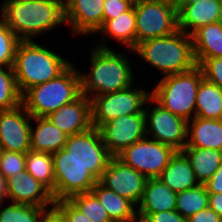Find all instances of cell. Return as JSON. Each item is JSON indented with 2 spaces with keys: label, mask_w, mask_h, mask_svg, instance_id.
<instances>
[{
  "label": "cell",
  "mask_w": 222,
  "mask_h": 222,
  "mask_svg": "<svg viewBox=\"0 0 222 222\" xmlns=\"http://www.w3.org/2000/svg\"><path fill=\"white\" fill-rule=\"evenodd\" d=\"M104 39H101L103 44L98 41L90 50V72H80L81 93L89 99L134 85L130 60L126 55L110 49Z\"/></svg>",
  "instance_id": "6da1fadb"
},
{
  "label": "cell",
  "mask_w": 222,
  "mask_h": 222,
  "mask_svg": "<svg viewBox=\"0 0 222 222\" xmlns=\"http://www.w3.org/2000/svg\"><path fill=\"white\" fill-rule=\"evenodd\" d=\"M1 20L21 41L51 31L65 22V7L60 0H10L0 8Z\"/></svg>",
  "instance_id": "7a4b0ae2"
},
{
  "label": "cell",
  "mask_w": 222,
  "mask_h": 222,
  "mask_svg": "<svg viewBox=\"0 0 222 222\" xmlns=\"http://www.w3.org/2000/svg\"><path fill=\"white\" fill-rule=\"evenodd\" d=\"M132 51L164 76L185 73L197 66L191 35L180 30L142 41Z\"/></svg>",
  "instance_id": "3957f363"
},
{
  "label": "cell",
  "mask_w": 222,
  "mask_h": 222,
  "mask_svg": "<svg viewBox=\"0 0 222 222\" xmlns=\"http://www.w3.org/2000/svg\"><path fill=\"white\" fill-rule=\"evenodd\" d=\"M71 63L34 40L20 41L12 66L20 94L35 85L56 78Z\"/></svg>",
  "instance_id": "277c9868"
},
{
  "label": "cell",
  "mask_w": 222,
  "mask_h": 222,
  "mask_svg": "<svg viewBox=\"0 0 222 222\" xmlns=\"http://www.w3.org/2000/svg\"><path fill=\"white\" fill-rule=\"evenodd\" d=\"M80 71L72 62L60 75L27 89L21 104L32 117H46L81 95Z\"/></svg>",
  "instance_id": "5b68a950"
},
{
  "label": "cell",
  "mask_w": 222,
  "mask_h": 222,
  "mask_svg": "<svg viewBox=\"0 0 222 222\" xmlns=\"http://www.w3.org/2000/svg\"><path fill=\"white\" fill-rule=\"evenodd\" d=\"M202 79L198 66L185 73L163 76L151 96L174 115L189 121L195 117L197 90Z\"/></svg>",
  "instance_id": "8992f818"
},
{
  "label": "cell",
  "mask_w": 222,
  "mask_h": 222,
  "mask_svg": "<svg viewBox=\"0 0 222 222\" xmlns=\"http://www.w3.org/2000/svg\"><path fill=\"white\" fill-rule=\"evenodd\" d=\"M150 97L151 91L147 92L133 85L118 92L92 97L91 126L99 129L118 116L144 113V105L149 103Z\"/></svg>",
  "instance_id": "52a82bcc"
},
{
  "label": "cell",
  "mask_w": 222,
  "mask_h": 222,
  "mask_svg": "<svg viewBox=\"0 0 222 222\" xmlns=\"http://www.w3.org/2000/svg\"><path fill=\"white\" fill-rule=\"evenodd\" d=\"M136 45L142 41L165 37L178 31V12L167 0H142L134 5Z\"/></svg>",
  "instance_id": "ba28073f"
},
{
  "label": "cell",
  "mask_w": 222,
  "mask_h": 222,
  "mask_svg": "<svg viewBox=\"0 0 222 222\" xmlns=\"http://www.w3.org/2000/svg\"><path fill=\"white\" fill-rule=\"evenodd\" d=\"M176 152L173 147L145 137L117 157L147 178H158Z\"/></svg>",
  "instance_id": "9c48e42d"
},
{
  "label": "cell",
  "mask_w": 222,
  "mask_h": 222,
  "mask_svg": "<svg viewBox=\"0 0 222 222\" xmlns=\"http://www.w3.org/2000/svg\"><path fill=\"white\" fill-rule=\"evenodd\" d=\"M63 149L72 160L86 167L98 181L112 157L103 143L100 130L94 127L70 135Z\"/></svg>",
  "instance_id": "30bf717a"
},
{
  "label": "cell",
  "mask_w": 222,
  "mask_h": 222,
  "mask_svg": "<svg viewBox=\"0 0 222 222\" xmlns=\"http://www.w3.org/2000/svg\"><path fill=\"white\" fill-rule=\"evenodd\" d=\"M149 102L155 105L153 104V108L147 106L144 110L147 137L150 134L151 139L182 151L187 143L188 121L174 115L152 96Z\"/></svg>",
  "instance_id": "8fae6325"
},
{
  "label": "cell",
  "mask_w": 222,
  "mask_h": 222,
  "mask_svg": "<svg viewBox=\"0 0 222 222\" xmlns=\"http://www.w3.org/2000/svg\"><path fill=\"white\" fill-rule=\"evenodd\" d=\"M53 167L55 176V202L70 196L90 192L98 180L82 164L72 160L61 149L54 154Z\"/></svg>",
  "instance_id": "7c38bea8"
},
{
  "label": "cell",
  "mask_w": 222,
  "mask_h": 222,
  "mask_svg": "<svg viewBox=\"0 0 222 222\" xmlns=\"http://www.w3.org/2000/svg\"><path fill=\"white\" fill-rule=\"evenodd\" d=\"M100 133L112 157H117L133 143L147 137L144 113L118 116L103 124Z\"/></svg>",
  "instance_id": "4fadbf2b"
},
{
  "label": "cell",
  "mask_w": 222,
  "mask_h": 222,
  "mask_svg": "<svg viewBox=\"0 0 222 222\" xmlns=\"http://www.w3.org/2000/svg\"><path fill=\"white\" fill-rule=\"evenodd\" d=\"M148 178L126 165L118 157H111L99 182L137 206Z\"/></svg>",
  "instance_id": "5bb4252c"
},
{
  "label": "cell",
  "mask_w": 222,
  "mask_h": 222,
  "mask_svg": "<svg viewBox=\"0 0 222 222\" xmlns=\"http://www.w3.org/2000/svg\"><path fill=\"white\" fill-rule=\"evenodd\" d=\"M32 116L20 104L9 110H0V145L4 151L26 153L31 150Z\"/></svg>",
  "instance_id": "9a60e30c"
},
{
  "label": "cell",
  "mask_w": 222,
  "mask_h": 222,
  "mask_svg": "<svg viewBox=\"0 0 222 222\" xmlns=\"http://www.w3.org/2000/svg\"><path fill=\"white\" fill-rule=\"evenodd\" d=\"M104 0H67L65 22L74 35H94L103 24ZM94 33V34H93Z\"/></svg>",
  "instance_id": "2e32d148"
},
{
  "label": "cell",
  "mask_w": 222,
  "mask_h": 222,
  "mask_svg": "<svg viewBox=\"0 0 222 222\" xmlns=\"http://www.w3.org/2000/svg\"><path fill=\"white\" fill-rule=\"evenodd\" d=\"M7 198L12 203L54 207L52 193L26 170L6 179Z\"/></svg>",
  "instance_id": "e0dca14e"
},
{
  "label": "cell",
  "mask_w": 222,
  "mask_h": 222,
  "mask_svg": "<svg viewBox=\"0 0 222 222\" xmlns=\"http://www.w3.org/2000/svg\"><path fill=\"white\" fill-rule=\"evenodd\" d=\"M46 117L68 136L84 132L92 127L91 101L81 94L73 102L63 105Z\"/></svg>",
  "instance_id": "ac0fdd59"
},
{
  "label": "cell",
  "mask_w": 222,
  "mask_h": 222,
  "mask_svg": "<svg viewBox=\"0 0 222 222\" xmlns=\"http://www.w3.org/2000/svg\"><path fill=\"white\" fill-rule=\"evenodd\" d=\"M222 21L221 0H198L178 12V29L188 35L207 24Z\"/></svg>",
  "instance_id": "d6986e66"
},
{
  "label": "cell",
  "mask_w": 222,
  "mask_h": 222,
  "mask_svg": "<svg viewBox=\"0 0 222 222\" xmlns=\"http://www.w3.org/2000/svg\"><path fill=\"white\" fill-rule=\"evenodd\" d=\"M177 193L159 178H148L142 198L136 207L137 218L144 219L150 213L176 209Z\"/></svg>",
  "instance_id": "ffe728a7"
},
{
  "label": "cell",
  "mask_w": 222,
  "mask_h": 222,
  "mask_svg": "<svg viewBox=\"0 0 222 222\" xmlns=\"http://www.w3.org/2000/svg\"><path fill=\"white\" fill-rule=\"evenodd\" d=\"M185 147L222 151V125L219 119L194 117L189 120Z\"/></svg>",
  "instance_id": "44dd1931"
},
{
  "label": "cell",
  "mask_w": 222,
  "mask_h": 222,
  "mask_svg": "<svg viewBox=\"0 0 222 222\" xmlns=\"http://www.w3.org/2000/svg\"><path fill=\"white\" fill-rule=\"evenodd\" d=\"M32 120L37 123L36 128L31 125L32 151L54 154L63 149L69 137L65 132L53 125L47 117H32Z\"/></svg>",
  "instance_id": "7402d4cb"
},
{
  "label": "cell",
  "mask_w": 222,
  "mask_h": 222,
  "mask_svg": "<svg viewBox=\"0 0 222 222\" xmlns=\"http://www.w3.org/2000/svg\"><path fill=\"white\" fill-rule=\"evenodd\" d=\"M158 178L176 193L199 185L191 163L182 151L174 154Z\"/></svg>",
  "instance_id": "603a6c76"
},
{
  "label": "cell",
  "mask_w": 222,
  "mask_h": 222,
  "mask_svg": "<svg viewBox=\"0 0 222 222\" xmlns=\"http://www.w3.org/2000/svg\"><path fill=\"white\" fill-rule=\"evenodd\" d=\"M91 192L105 208L112 222L136 221V206L128 199L121 197L113 190L107 189L99 181L92 187Z\"/></svg>",
  "instance_id": "cb8c5ba5"
},
{
  "label": "cell",
  "mask_w": 222,
  "mask_h": 222,
  "mask_svg": "<svg viewBox=\"0 0 222 222\" xmlns=\"http://www.w3.org/2000/svg\"><path fill=\"white\" fill-rule=\"evenodd\" d=\"M191 38L195 59L222 57V21L200 27Z\"/></svg>",
  "instance_id": "d4e9b609"
},
{
  "label": "cell",
  "mask_w": 222,
  "mask_h": 222,
  "mask_svg": "<svg viewBox=\"0 0 222 222\" xmlns=\"http://www.w3.org/2000/svg\"><path fill=\"white\" fill-rule=\"evenodd\" d=\"M103 33L126 46L128 50L136 47V16L134 6L114 19L105 21L96 33Z\"/></svg>",
  "instance_id": "484cf974"
},
{
  "label": "cell",
  "mask_w": 222,
  "mask_h": 222,
  "mask_svg": "<svg viewBox=\"0 0 222 222\" xmlns=\"http://www.w3.org/2000/svg\"><path fill=\"white\" fill-rule=\"evenodd\" d=\"M182 152L187 156L199 184H205L217 171L222 162V151L184 147Z\"/></svg>",
  "instance_id": "4316f807"
},
{
  "label": "cell",
  "mask_w": 222,
  "mask_h": 222,
  "mask_svg": "<svg viewBox=\"0 0 222 222\" xmlns=\"http://www.w3.org/2000/svg\"><path fill=\"white\" fill-rule=\"evenodd\" d=\"M221 116L222 89L203 78L197 90L195 117L219 119Z\"/></svg>",
  "instance_id": "83f0119b"
},
{
  "label": "cell",
  "mask_w": 222,
  "mask_h": 222,
  "mask_svg": "<svg viewBox=\"0 0 222 222\" xmlns=\"http://www.w3.org/2000/svg\"><path fill=\"white\" fill-rule=\"evenodd\" d=\"M25 170L52 193L55 201V176L52 154L32 150L27 151Z\"/></svg>",
  "instance_id": "f1b7e54d"
},
{
  "label": "cell",
  "mask_w": 222,
  "mask_h": 222,
  "mask_svg": "<svg viewBox=\"0 0 222 222\" xmlns=\"http://www.w3.org/2000/svg\"><path fill=\"white\" fill-rule=\"evenodd\" d=\"M209 207V193L204 184L177 193L176 211L183 217L191 215Z\"/></svg>",
  "instance_id": "f546056e"
},
{
  "label": "cell",
  "mask_w": 222,
  "mask_h": 222,
  "mask_svg": "<svg viewBox=\"0 0 222 222\" xmlns=\"http://www.w3.org/2000/svg\"><path fill=\"white\" fill-rule=\"evenodd\" d=\"M67 200L91 222H112L105 208L91 191L72 195Z\"/></svg>",
  "instance_id": "4dcf8cb0"
},
{
  "label": "cell",
  "mask_w": 222,
  "mask_h": 222,
  "mask_svg": "<svg viewBox=\"0 0 222 222\" xmlns=\"http://www.w3.org/2000/svg\"><path fill=\"white\" fill-rule=\"evenodd\" d=\"M47 209L48 207L11 203L0 209V222H39Z\"/></svg>",
  "instance_id": "1f68e13d"
},
{
  "label": "cell",
  "mask_w": 222,
  "mask_h": 222,
  "mask_svg": "<svg viewBox=\"0 0 222 222\" xmlns=\"http://www.w3.org/2000/svg\"><path fill=\"white\" fill-rule=\"evenodd\" d=\"M21 104L12 67H0V110H9Z\"/></svg>",
  "instance_id": "d6a6232c"
},
{
  "label": "cell",
  "mask_w": 222,
  "mask_h": 222,
  "mask_svg": "<svg viewBox=\"0 0 222 222\" xmlns=\"http://www.w3.org/2000/svg\"><path fill=\"white\" fill-rule=\"evenodd\" d=\"M20 39L1 20L0 15V67H12Z\"/></svg>",
  "instance_id": "836d02e7"
},
{
  "label": "cell",
  "mask_w": 222,
  "mask_h": 222,
  "mask_svg": "<svg viewBox=\"0 0 222 222\" xmlns=\"http://www.w3.org/2000/svg\"><path fill=\"white\" fill-rule=\"evenodd\" d=\"M26 153L3 151L0 158V172L7 179L25 170Z\"/></svg>",
  "instance_id": "e575fe53"
},
{
  "label": "cell",
  "mask_w": 222,
  "mask_h": 222,
  "mask_svg": "<svg viewBox=\"0 0 222 222\" xmlns=\"http://www.w3.org/2000/svg\"><path fill=\"white\" fill-rule=\"evenodd\" d=\"M195 60L203 73V78L222 89V57Z\"/></svg>",
  "instance_id": "d590c367"
},
{
  "label": "cell",
  "mask_w": 222,
  "mask_h": 222,
  "mask_svg": "<svg viewBox=\"0 0 222 222\" xmlns=\"http://www.w3.org/2000/svg\"><path fill=\"white\" fill-rule=\"evenodd\" d=\"M133 7L125 0H104L103 3V23L107 20L114 19L122 13L127 12Z\"/></svg>",
  "instance_id": "8d00e7d4"
},
{
  "label": "cell",
  "mask_w": 222,
  "mask_h": 222,
  "mask_svg": "<svg viewBox=\"0 0 222 222\" xmlns=\"http://www.w3.org/2000/svg\"><path fill=\"white\" fill-rule=\"evenodd\" d=\"M54 207L64 216L67 222H91L67 199L56 201Z\"/></svg>",
  "instance_id": "74e56055"
},
{
  "label": "cell",
  "mask_w": 222,
  "mask_h": 222,
  "mask_svg": "<svg viewBox=\"0 0 222 222\" xmlns=\"http://www.w3.org/2000/svg\"><path fill=\"white\" fill-rule=\"evenodd\" d=\"M144 222H187V218L183 217L176 210L160 211L150 213L144 219Z\"/></svg>",
  "instance_id": "f35d334b"
},
{
  "label": "cell",
  "mask_w": 222,
  "mask_h": 222,
  "mask_svg": "<svg viewBox=\"0 0 222 222\" xmlns=\"http://www.w3.org/2000/svg\"><path fill=\"white\" fill-rule=\"evenodd\" d=\"M187 222H220V216L208 207L188 217Z\"/></svg>",
  "instance_id": "ab89813d"
},
{
  "label": "cell",
  "mask_w": 222,
  "mask_h": 222,
  "mask_svg": "<svg viewBox=\"0 0 222 222\" xmlns=\"http://www.w3.org/2000/svg\"><path fill=\"white\" fill-rule=\"evenodd\" d=\"M204 185L209 194L222 193V162L217 171Z\"/></svg>",
  "instance_id": "60d3db41"
},
{
  "label": "cell",
  "mask_w": 222,
  "mask_h": 222,
  "mask_svg": "<svg viewBox=\"0 0 222 222\" xmlns=\"http://www.w3.org/2000/svg\"><path fill=\"white\" fill-rule=\"evenodd\" d=\"M39 222H67L64 216L55 208L47 209Z\"/></svg>",
  "instance_id": "b9f144b4"
},
{
  "label": "cell",
  "mask_w": 222,
  "mask_h": 222,
  "mask_svg": "<svg viewBox=\"0 0 222 222\" xmlns=\"http://www.w3.org/2000/svg\"><path fill=\"white\" fill-rule=\"evenodd\" d=\"M209 207L222 217V193L209 194Z\"/></svg>",
  "instance_id": "7bdbcfd3"
},
{
  "label": "cell",
  "mask_w": 222,
  "mask_h": 222,
  "mask_svg": "<svg viewBox=\"0 0 222 222\" xmlns=\"http://www.w3.org/2000/svg\"><path fill=\"white\" fill-rule=\"evenodd\" d=\"M6 198V199H5ZM7 200V183L6 178L0 172V204Z\"/></svg>",
  "instance_id": "ee69618b"
},
{
  "label": "cell",
  "mask_w": 222,
  "mask_h": 222,
  "mask_svg": "<svg viewBox=\"0 0 222 222\" xmlns=\"http://www.w3.org/2000/svg\"><path fill=\"white\" fill-rule=\"evenodd\" d=\"M198 0H172V4L175 6L177 12H179L184 6L196 3Z\"/></svg>",
  "instance_id": "f6af8a7d"
},
{
  "label": "cell",
  "mask_w": 222,
  "mask_h": 222,
  "mask_svg": "<svg viewBox=\"0 0 222 222\" xmlns=\"http://www.w3.org/2000/svg\"><path fill=\"white\" fill-rule=\"evenodd\" d=\"M127 2H129L131 5H137L139 2H141L142 0H125Z\"/></svg>",
  "instance_id": "bcb514c9"
},
{
  "label": "cell",
  "mask_w": 222,
  "mask_h": 222,
  "mask_svg": "<svg viewBox=\"0 0 222 222\" xmlns=\"http://www.w3.org/2000/svg\"><path fill=\"white\" fill-rule=\"evenodd\" d=\"M3 149H2V146L0 145V158H1V156H2V153H3Z\"/></svg>",
  "instance_id": "7dc6e473"
},
{
  "label": "cell",
  "mask_w": 222,
  "mask_h": 222,
  "mask_svg": "<svg viewBox=\"0 0 222 222\" xmlns=\"http://www.w3.org/2000/svg\"><path fill=\"white\" fill-rule=\"evenodd\" d=\"M135 222H144L142 219L137 218Z\"/></svg>",
  "instance_id": "c3c4849f"
},
{
  "label": "cell",
  "mask_w": 222,
  "mask_h": 222,
  "mask_svg": "<svg viewBox=\"0 0 222 222\" xmlns=\"http://www.w3.org/2000/svg\"><path fill=\"white\" fill-rule=\"evenodd\" d=\"M221 19H222V0H221Z\"/></svg>",
  "instance_id": "681fc988"
},
{
  "label": "cell",
  "mask_w": 222,
  "mask_h": 222,
  "mask_svg": "<svg viewBox=\"0 0 222 222\" xmlns=\"http://www.w3.org/2000/svg\"><path fill=\"white\" fill-rule=\"evenodd\" d=\"M219 121H220V123H221V125H222V116L219 118Z\"/></svg>",
  "instance_id": "f907efd6"
}]
</instances>
